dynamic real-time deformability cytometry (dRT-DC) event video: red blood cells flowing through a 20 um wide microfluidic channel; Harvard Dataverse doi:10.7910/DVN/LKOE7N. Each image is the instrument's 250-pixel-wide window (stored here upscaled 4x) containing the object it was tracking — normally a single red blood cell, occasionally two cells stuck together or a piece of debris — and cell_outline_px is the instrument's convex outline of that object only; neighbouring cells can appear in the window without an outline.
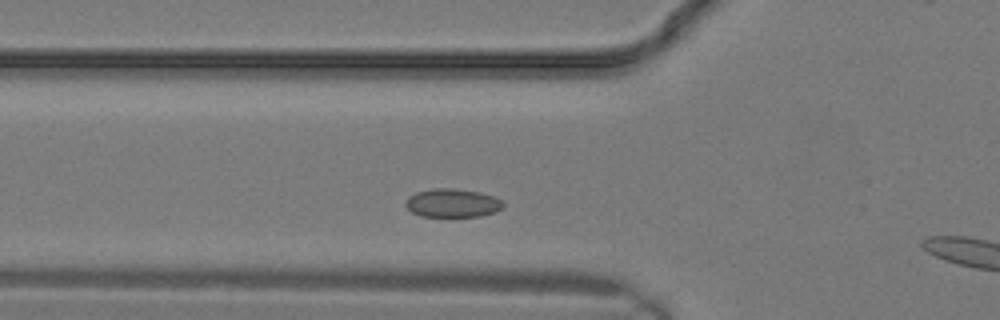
{"species": "common noctule bat (a hibernating species)", "species_latin": "Nyctalus noctula", "temperature_condition": "warm", "stored_images_in_passage": 5, "camera_frame_rate_fps": 3000, "um_per_image_px": 0.085, "animal": {"sex": "male", "body_mass_g": 19.2, "forearm_length_mm": 51.8}, "frame": {"image": 1, "passage_image": 4, "time_ms": 1.0, "image_size_px": [1000, 320], "cell_outline_px": [[504, 204], [496, 212], [480, 216], [420, 216], [412, 212], [404, 204], [408, 196], [416, 192], [432, 188], [452, 188], [480, 192], [492, 196], [500, 200]], "centroid_in_image_um": [38.42, 17.25], "position_along_channel_um": 87.4, "area_um2": 16.13}}